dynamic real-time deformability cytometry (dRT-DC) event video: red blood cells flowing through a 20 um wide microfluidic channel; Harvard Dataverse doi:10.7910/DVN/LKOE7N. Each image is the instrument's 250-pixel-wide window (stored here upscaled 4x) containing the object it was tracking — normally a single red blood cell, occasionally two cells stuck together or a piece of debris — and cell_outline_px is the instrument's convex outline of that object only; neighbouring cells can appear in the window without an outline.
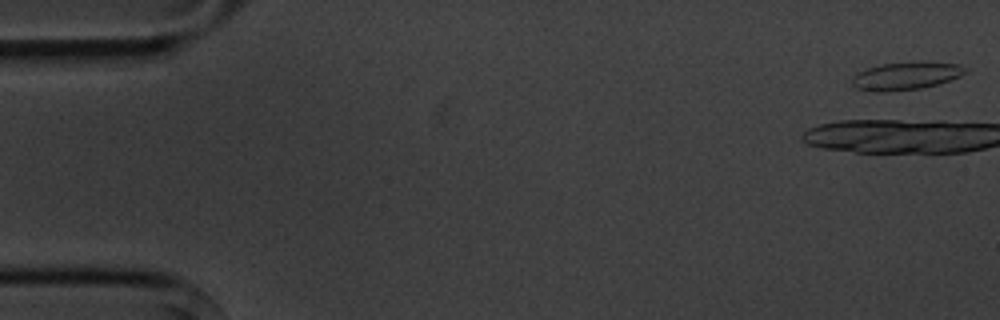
{"species": "common noctule bat (a hibernating species)", "species_latin": "Nyctalus noctula", "temperature_condition": "cold", "stored_images_in_passage": 6, "camera_frame_rate_fps": 3000, "um_per_image_px": 0.085, "animal": {"sex": "male", "body_mass_g": 20.1, "forearm_length_mm": 53.5}, "frame": {"image": 1, "passage_image": 1, "time_ms": 0.0, "image_size_px": [1000, 320], "cell_outline_px": [[968, 72], [960, 76], [936, 84], [920, 88], [884, 92], [872, 92], [856, 88], [852, 84], [852, 76], [868, 68], [880, 64], [956, 64], [964, 68]], "centroid_in_image_um": [76.9, 6.5], "position_along_channel_um": 8.1, "area_um2": 17.34}}